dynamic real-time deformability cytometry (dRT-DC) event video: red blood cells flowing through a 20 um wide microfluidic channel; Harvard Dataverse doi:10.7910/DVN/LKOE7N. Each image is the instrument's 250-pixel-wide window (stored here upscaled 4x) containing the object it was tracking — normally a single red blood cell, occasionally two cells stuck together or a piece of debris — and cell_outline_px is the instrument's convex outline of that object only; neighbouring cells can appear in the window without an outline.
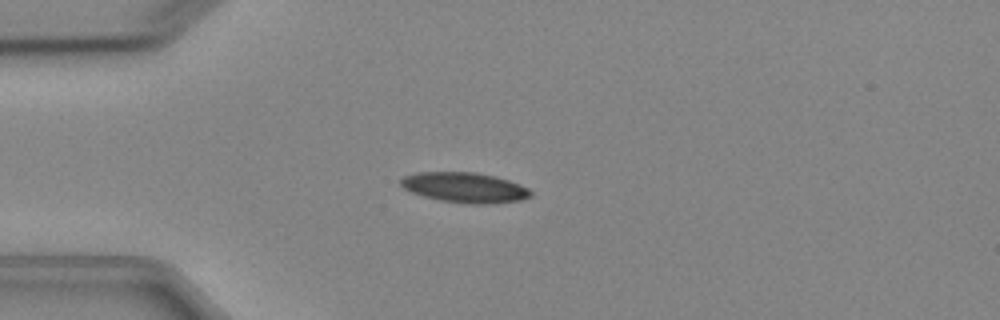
{"species": "Egyptian fruit bat (a non-hibernating species)", "species_latin": "Rousettus aegyptiacus", "temperature_condition": "cold", "stored_images_in_passage": 7, "camera_frame_rate_fps": 3000, "um_per_image_px": 0.085, "animal": {"sex": "female"}, "frame": {"image": 1, "passage_image": 4, "time_ms": 3.667, "image_size_px": [1000, 320], "cell_outline_px": [[532, 196], [520, 200], [484, 204], [468, 204], [440, 200], [424, 196], [412, 192], [404, 188], [400, 184], [400, 180], [404, 176], [416, 172], [476, 172], [496, 176], [520, 184], [528, 188], [532, 192]], "centroid_in_image_um": [39.51, 15.93], "position_along_channel_um": 45.5, "area_um2": 22.83}}
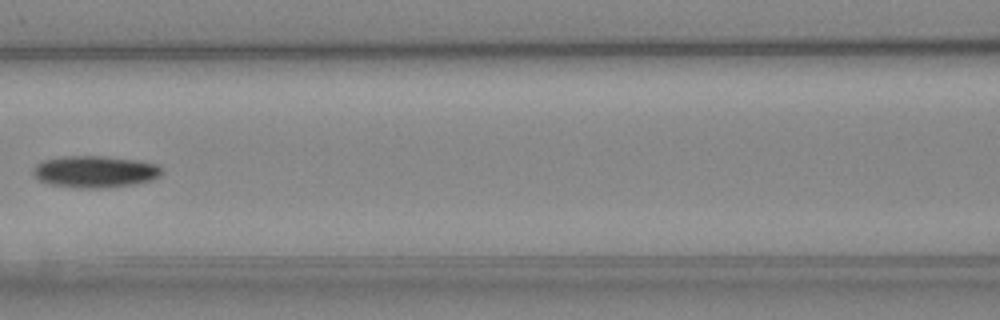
{"frame": {"image": 2, "passage_image": 7, "time_ms": 7.0, "image_size_px": [1000, 320], "cell_outline_px": [[164, 172], [160, 176], [152, 180], [132, 184], [104, 188], [76, 188], [52, 184], [40, 180], [32, 172], [32, 168], [40, 160], [64, 156], [104, 156], [136, 160], [156, 164]], "centroid_in_image_um": [8.06, 14.58], "position_along_channel_um": 158.5, "area_um2": 23.87}}